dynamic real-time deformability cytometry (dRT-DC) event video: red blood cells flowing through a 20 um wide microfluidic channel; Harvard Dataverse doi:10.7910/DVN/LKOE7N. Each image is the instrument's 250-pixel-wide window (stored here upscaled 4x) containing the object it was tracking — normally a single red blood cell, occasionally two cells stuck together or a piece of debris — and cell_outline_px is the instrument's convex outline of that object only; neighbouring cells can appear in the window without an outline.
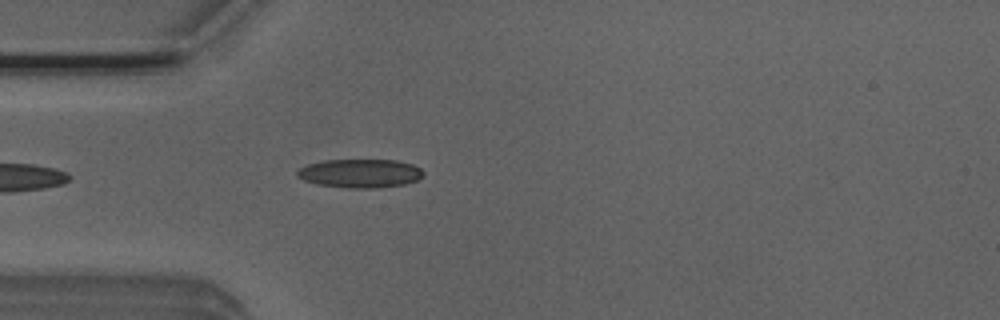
{"species": "Egyptian fruit bat (a non-hibernating species)", "species_latin": "Rousettus aegyptiacus", "temperature_condition": "room temperature", "stored_images_in_passage": 40, "camera_frame_rate_fps": 3000, "um_per_image_px": 0.085, "animal": {"sex": "male"}, "frame": {"image": 1, "passage_image": 4, "time_ms": 1.0, "image_size_px": [1000, 320], "cell_outline_px": [[424, 176], [416, 180], [404, 184], [380, 188], [348, 188], [316, 184], [304, 180], [296, 176], [296, 172], [300, 168], [308, 164], [324, 160], [396, 160], [412, 164], [420, 168], [424, 172]], "centroid_in_image_um": [30.61, 14.74], "position_along_channel_um": 54.4, "area_um2": 21.15}}
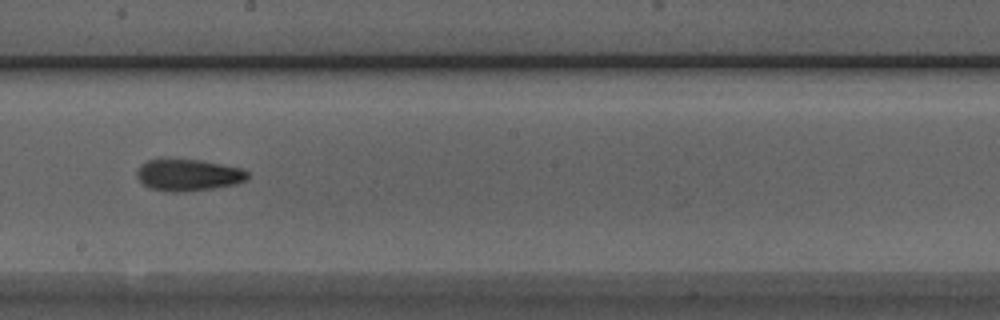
{"frame": {"image": 2, "passage_image": 18, "time_ms": 5.667, "image_size_px": [1000, 320], "cell_outline_px": [[248, 180], [236, 184], [212, 188], [184, 192], [172, 192], [148, 188], [136, 176], [136, 172], [140, 164], [148, 160], [160, 156], [164, 156], [200, 160], [240, 168], [248, 172]], "centroid_in_image_um": [15.93, 14.84], "position_along_channel_um": 232.3, "area_um2": 21.1}}
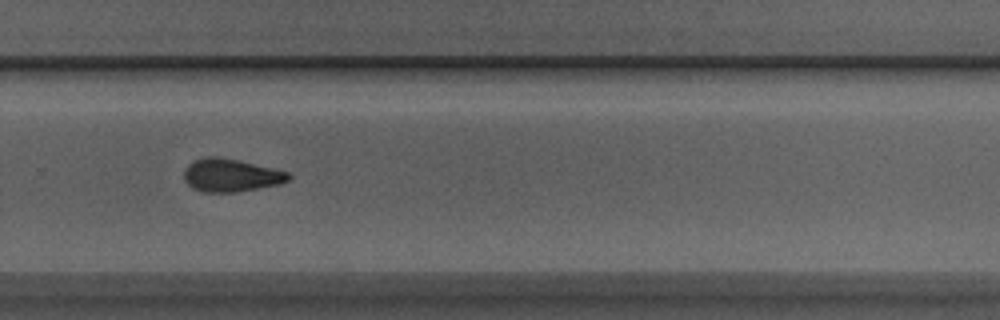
{"frame": {"image": 3, "passage_image": 24, "time_ms": 7.667, "image_size_px": [1000, 320], "cell_outline_px": [[292, 176], [288, 180], [280, 184], [240, 192], [204, 192], [192, 188], [184, 180], [184, 168], [192, 160], [204, 156], [216, 156], [240, 160], [288, 172]], "centroid_in_image_um": [19.6, 14.89], "position_along_channel_um": 310.2, "area_um2": 20.35}}